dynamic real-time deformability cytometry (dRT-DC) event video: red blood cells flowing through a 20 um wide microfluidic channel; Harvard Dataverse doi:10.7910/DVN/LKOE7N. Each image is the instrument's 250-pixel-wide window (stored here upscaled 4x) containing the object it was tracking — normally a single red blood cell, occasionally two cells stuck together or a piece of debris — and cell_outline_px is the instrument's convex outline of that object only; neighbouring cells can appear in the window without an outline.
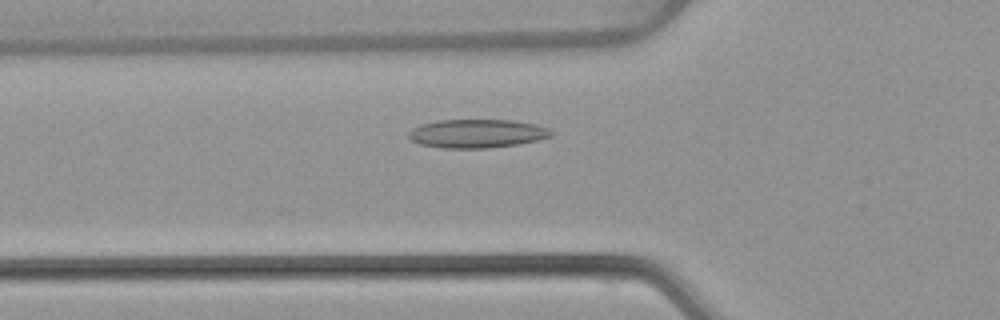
{"species": "common noctule bat (a hibernating species)", "species_latin": "Nyctalus noctula", "temperature_condition": "warm", "stored_images_in_passage": 45, "camera_frame_rate_fps": 3000, "um_per_image_px": 0.085, "animal": {"sex": "female", "body_mass_g": 22.7, "forearm_length_mm": 54.2}, "frame": {"image": 1, "passage_image": 11, "time_ms": 3.333, "image_size_px": [1000, 320], "cell_outline_px": [[552, 136], [540, 140], [520, 144], [488, 148], [444, 148], [420, 144], [412, 140], [408, 136], [408, 132], [412, 128], [420, 124], [440, 120], [512, 120], [536, 124], [548, 128], [552, 132]], "centroid_in_image_um": [40.56, 11.35], "position_along_channel_um": 85.2, "area_um2": 23.87}}
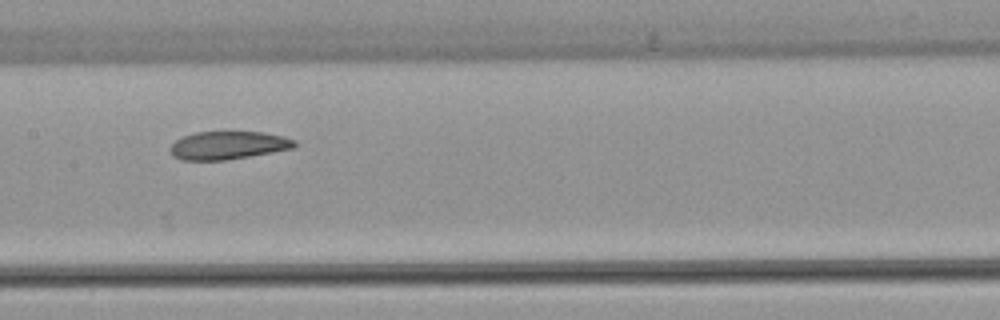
{"frame": {"image": 2, "passage_image": 19, "time_ms": 6.0, "image_size_px": [1000, 320], "cell_outline_px": [[296, 144], [292, 148], [248, 156], [224, 160], [180, 160], [172, 156], [168, 148], [176, 140], [184, 136], [196, 132], [264, 132], [284, 136], [296, 140]], "centroid_in_image_um": [19.35, 12.35], "position_along_channel_um": 188.1, "area_um2": 20.23}}
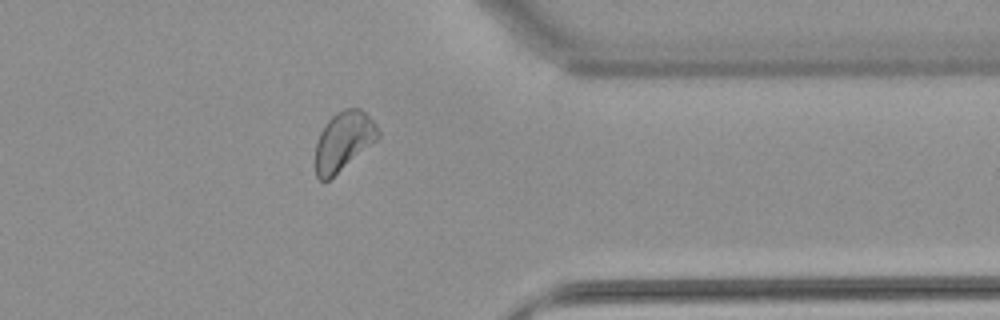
{"frame": {"image": 3, "passage_image": 35, "time_ms": 11.333, "image_size_px": [1000, 320], "cell_outline_px": [[380, 136], [376, 140], [328, 180], [320, 180], [316, 176], [316, 140], [324, 124], [336, 112], [344, 108], [360, 108], [376, 124], [380, 132]], "centroid_in_image_um": [29.18, 11.96], "position_along_channel_um": 382.2, "area_um2": 21.21}, "authors_computed_cell_mechanics": {"area_um2": 21.964, "velocity_mm_per_s": 3.8393, "shape_relaxation_time_tau1_ms": null, "shape_relaxation_time_tau2_ms": 2.9805, "deformation_change_tau1": null, "deformation_change_tau2": 0.0678}}